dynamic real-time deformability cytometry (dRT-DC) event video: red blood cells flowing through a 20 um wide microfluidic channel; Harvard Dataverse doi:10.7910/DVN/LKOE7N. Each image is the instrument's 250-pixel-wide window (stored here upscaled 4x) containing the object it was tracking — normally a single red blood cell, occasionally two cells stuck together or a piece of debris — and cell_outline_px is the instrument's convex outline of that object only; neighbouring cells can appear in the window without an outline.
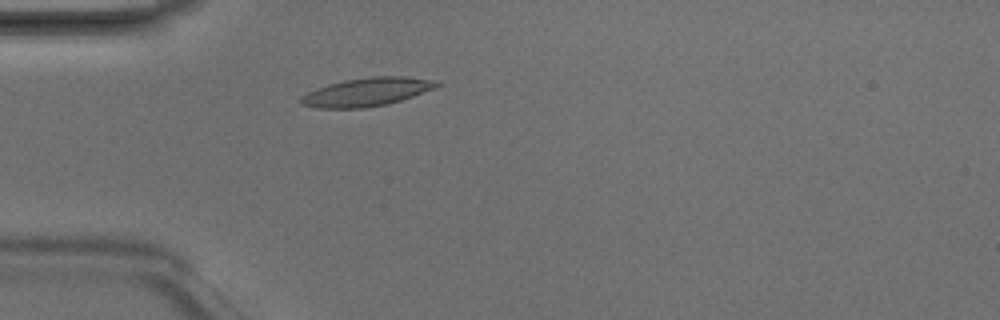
{"species": "Egyptian fruit bat (a non-hibernating species)", "species_latin": "Rousettus aegyptiacus", "temperature_condition": "room temperature", "stored_images_in_passage": 3, "camera_frame_rate_fps": 3000, "um_per_image_px": 0.085, "animal": {"sex": "male"}, "frame": {"image": 1, "passage_image": 3, "time_ms": 0.667, "image_size_px": [1000, 320], "cell_outline_px": [[444, 84], [436, 88], [400, 100], [384, 104], [364, 108], [316, 108], [300, 104], [300, 96], [316, 88], [328, 84], [344, 80], [372, 76], [404, 76], [428, 80]], "centroid_in_image_um": [31.13, 7.82], "position_along_channel_um": 53.9, "area_um2": 22.31}}